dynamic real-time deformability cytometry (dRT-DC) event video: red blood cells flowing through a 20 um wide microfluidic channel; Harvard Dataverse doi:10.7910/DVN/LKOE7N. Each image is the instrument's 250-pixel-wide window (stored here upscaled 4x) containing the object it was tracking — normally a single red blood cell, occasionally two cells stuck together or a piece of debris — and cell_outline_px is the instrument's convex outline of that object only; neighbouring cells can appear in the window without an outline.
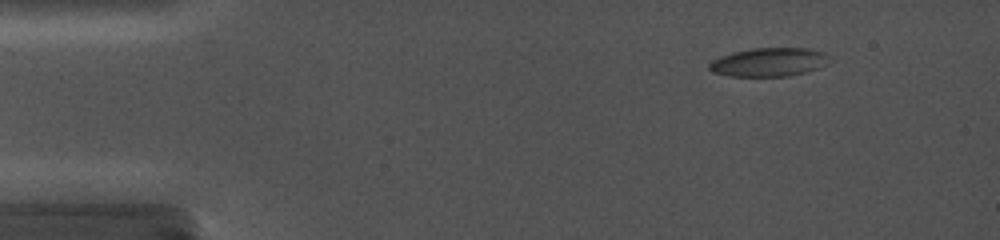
{"species": "common noctule bat (a hibernating species)", "species_latin": "Nyctalus noctula", "temperature_condition": "cold", "stored_images_in_passage": 25, "camera_frame_rate_fps": 5000, "um_per_image_px": 0.085, "animal": {"sex": "female", "body_mass_g": 19.0, "forearm_length_mm": 56.7}, "frame": {"image": 1, "passage_image": 2, "time_ms": 0.8, "image_size_px": [1000, 240], "cell_outline_px": [[828, 56], [816, 68], [804, 72], [788, 76], [728, 76], [712, 72], [708, 68], [708, 64], [712, 60], [720, 56], [732, 52], [752, 48], [808, 48], [824, 52]], "centroid_in_image_um": [65.23, 5.27], "position_along_channel_um": 19.8, "area_um2": 19.71}}
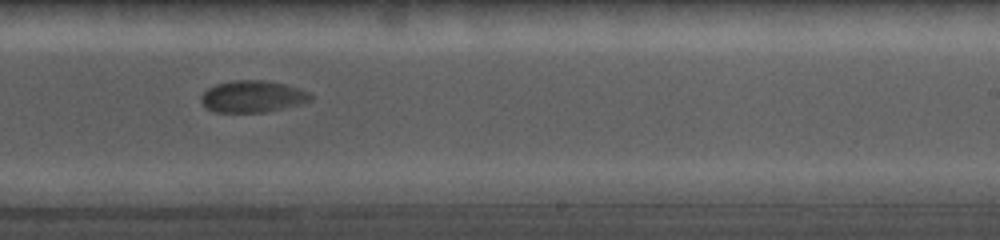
{"frame": {"image": 2, "passage_image": 15, "time_ms": 10.0, "image_size_px": [1000, 240], "cell_outline_px": [[316, 96], [312, 100], [304, 104], [264, 112], [216, 112], [208, 108], [200, 100], [200, 96], [208, 88], [216, 84], [232, 80], [264, 80], [284, 84], [300, 88], [312, 92]], "centroid_in_image_um": [21.55, 8.2], "position_along_channel_um": 267.4, "area_um2": 20.58}}
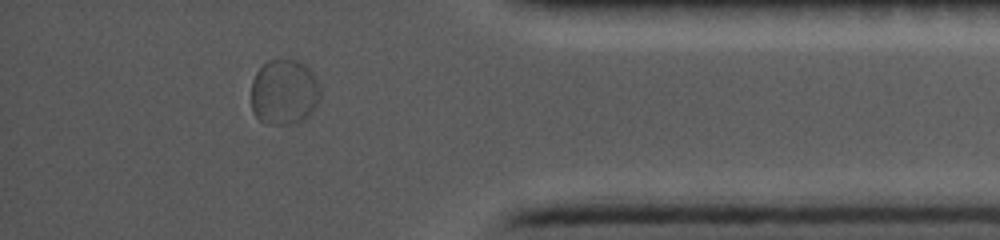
{"frame": {"image": 3, "passage_image": 23, "time_ms": 14.2, "image_size_px": [1000, 240], "cell_outline_px": [[320, 100], [312, 112], [308, 116], [292, 124], [268, 124], [260, 120], [252, 112], [252, 80], [256, 72], [268, 60], [300, 60], [312, 72], [320, 88]], "centroid_in_image_um": [24.16, 7.83], "position_along_channel_um": 411.0, "area_um2": 26.41}}